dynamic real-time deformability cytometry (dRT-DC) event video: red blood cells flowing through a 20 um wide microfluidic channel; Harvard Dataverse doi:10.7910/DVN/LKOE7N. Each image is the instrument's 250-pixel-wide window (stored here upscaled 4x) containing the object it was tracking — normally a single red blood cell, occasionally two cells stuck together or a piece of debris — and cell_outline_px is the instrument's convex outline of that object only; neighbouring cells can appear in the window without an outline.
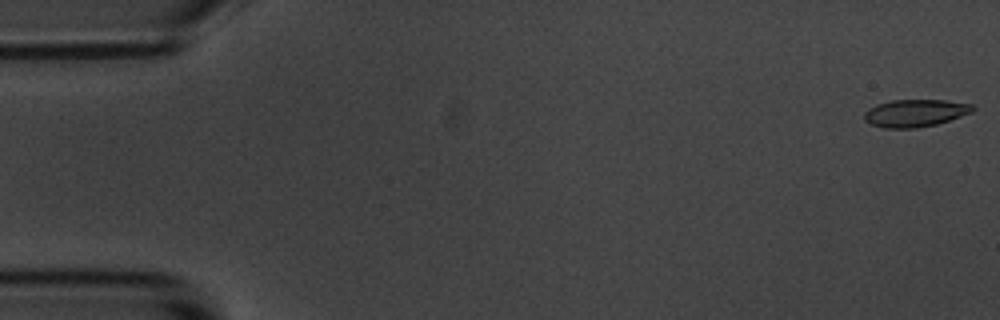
{"species": "common noctule bat (a hibernating species)", "species_latin": "Nyctalus noctula", "temperature_condition": "room temperature", "stored_images_in_passage": 57, "camera_frame_rate_fps": 3000, "um_per_image_px": 0.085, "animal": {"sex": "male", "body_mass_g": 20.1, "forearm_length_mm": 53.5}, "frame": {"image": 1, "passage_image": 1, "time_ms": 0.0, "image_size_px": [1000, 320], "cell_outline_px": [[976, 108], [972, 112], [936, 124], [916, 128], [884, 128], [872, 124], [864, 120], [864, 112], [876, 104], [892, 100], [944, 100], [972, 104]], "centroid_in_image_um": [77.78, 9.6], "position_along_channel_um": 7.2, "area_um2": 17.22}}
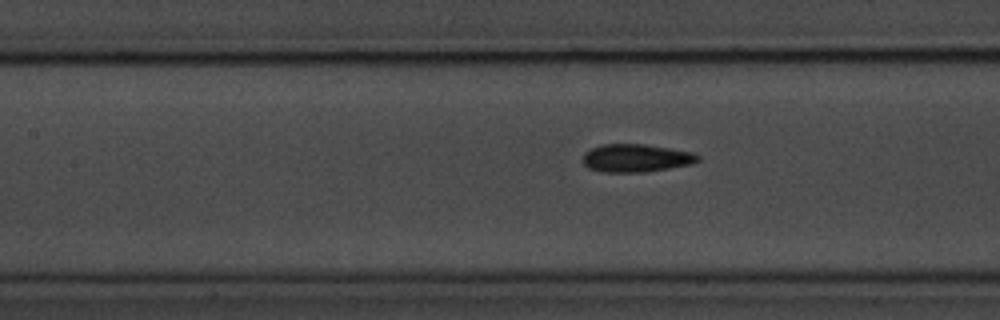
{"frame": {"image": 2, "passage_image": 25, "time_ms": 8.0, "image_size_px": [1000, 320], "cell_outline_px": [[700, 160], [692, 164], [644, 172], [604, 172], [588, 168], [584, 164], [584, 152], [600, 144], [644, 144], [692, 152], [700, 156]], "centroid_in_image_um": [54.06, 13.43], "position_along_channel_um": 153.3, "area_um2": 18.67}}
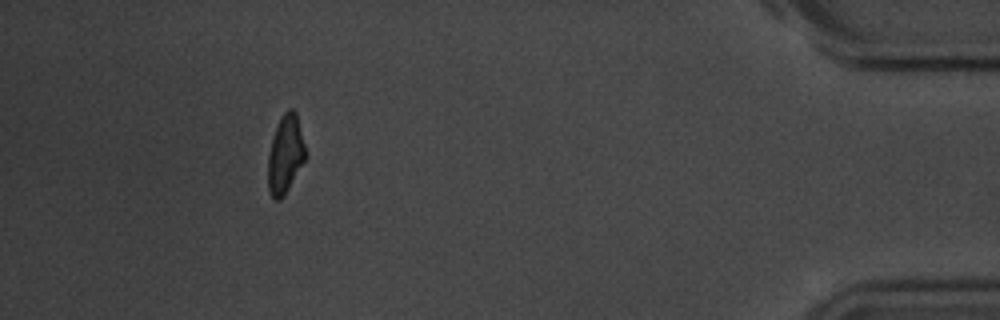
{"frame": {"image": 3, "passage_image": 52, "time_ms": 17.0, "image_size_px": [1000, 320], "cell_outline_px": [[308, 156], [284, 196], [280, 200], [276, 200], [272, 196], [268, 188], [268, 156], [272, 136], [280, 116], [288, 108], [292, 108], [296, 112]], "centroid_in_image_um": [24.27, 13.1], "position_along_channel_um": 410.9, "area_um2": 17.4}, "authors_computed_cell_mechanics": {"area_um2": 17.8602, "velocity_mm_per_s": 3.5226, "shape_relaxation_time_tau1_ms": 2.9677, "shape_relaxation_time_tau2_ms": 2.469, "deformation_change_tau1": 0.1238, "deformation_change_tau2": 0.0756}}